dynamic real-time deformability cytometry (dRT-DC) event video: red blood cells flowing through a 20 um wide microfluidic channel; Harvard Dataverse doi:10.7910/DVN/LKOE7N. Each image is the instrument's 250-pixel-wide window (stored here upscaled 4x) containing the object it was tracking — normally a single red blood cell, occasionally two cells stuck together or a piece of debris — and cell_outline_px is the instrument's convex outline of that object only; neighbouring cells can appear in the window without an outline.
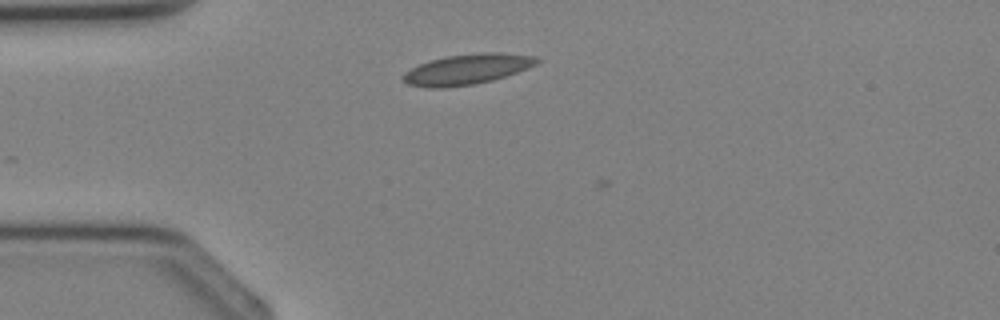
{"species": "Egyptian fruit bat (a non-hibernating species)", "species_latin": "Rousettus aegyptiacus", "temperature_condition": "cold", "stored_images_in_passage": 5, "camera_frame_rate_fps": 3000, "um_per_image_px": 0.085, "animal": {"sex": "female"}, "frame": {"image": 1, "passage_image": 1, "time_ms": 0.0, "image_size_px": [1000, 320], "cell_outline_px": [[540, 60], [536, 64], [528, 68], [492, 80], [476, 84], [444, 88], [428, 88], [408, 84], [400, 80], [400, 76], [404, 72], [420, 64], [444, 56], [480, 52], [496, 52], [536, 56]], "centroid_in_image_um": [39.66, 5.89], "position_along_channel_um": 45.3, "area_um2": 23.81}}
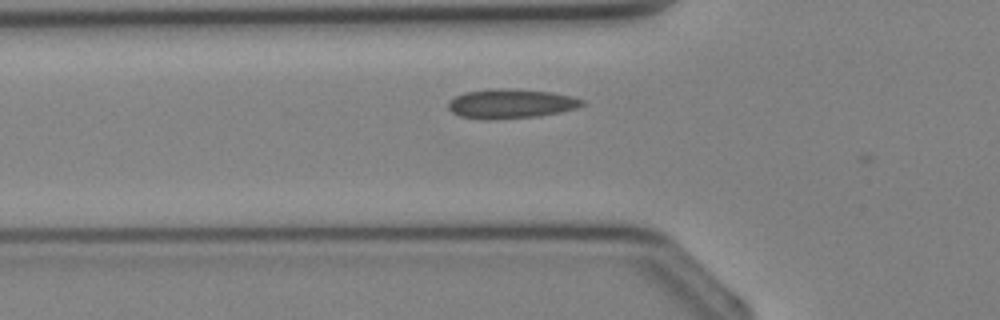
{"frame": {"image": 2, "passage_image": 4, "time_ms": 1.0, "image_size_px": [1000, 320], "cell_outline_px": [[584, 104], [576, 108], [560, 112], [536, 116], [488, 120], [460, 116], [452, 112], [448, 108], [448, 100], [464, 92], [492, 88], [516, 88], [552, 92], [572, 96], [584, 100]], "centroid_in_image_um": [43.4, 8.8], "position_along_channel_um": 82.4, "area_um2": 23.12}}